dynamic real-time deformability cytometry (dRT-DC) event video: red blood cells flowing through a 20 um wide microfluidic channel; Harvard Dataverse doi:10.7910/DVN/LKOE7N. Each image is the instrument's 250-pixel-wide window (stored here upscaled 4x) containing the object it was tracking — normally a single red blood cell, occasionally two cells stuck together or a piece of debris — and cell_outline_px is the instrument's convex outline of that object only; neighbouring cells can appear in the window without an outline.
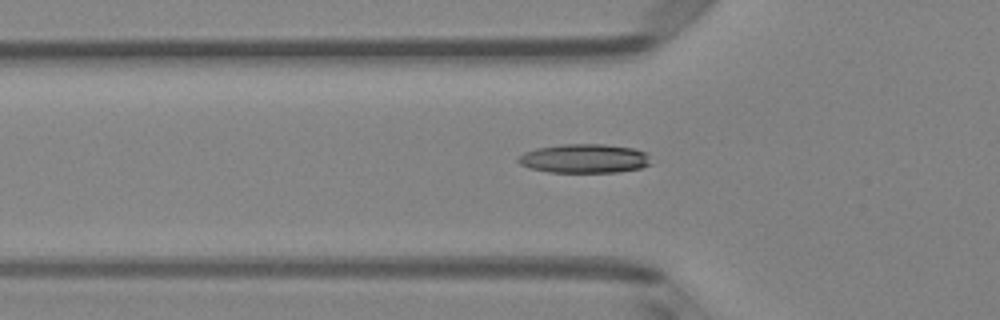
{"species": "Egyptian fruit bat (a non-hibernating species)", "species_latin": "Rousettus aegyptiacus", "temperature_condition": "room temperature", "stored_images_in_passage": 48, "camera_frame_rate_fps": 3000, "um_per_image_px": 0.085, "animal": {"sex": "female"}, "frame": {"image": 1, "passage_image": 16, "time_ms": 5.0, "image_size_px": [1000, 320], "cell_outline_px": [[652, 164], [640, 168], [620, 172], [548, 172], [528, 168], [520, 164], [516, 160], [524, 152], [536, 148], [564, 144], [604, 144], [632, 148], [648, 152]], "centroid_in_image_um": [49.69, 13.48], "position_along_channel_um": 76.1, "area_um2": 22.66}}
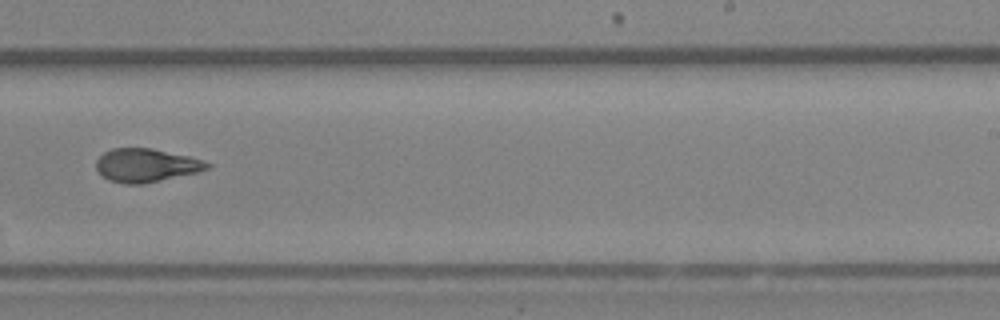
{"frame": {"image": 2, "passage_image": 31, "time_ms": 10.0, "image_size_px": [1000, 320], "cell_outline_px": [[212, 164], [208, 168], [196, 172], [144, 184], [124, 184], [108, 180], [96, 168], [96, 160], [104, 152], [112, 148], [152, 148], [188, 156], [204, 160]], "centroid_in_image_um": [12.41, 14.05], "position_along_channel_um": 276.6, "area_um2": 21.5}}
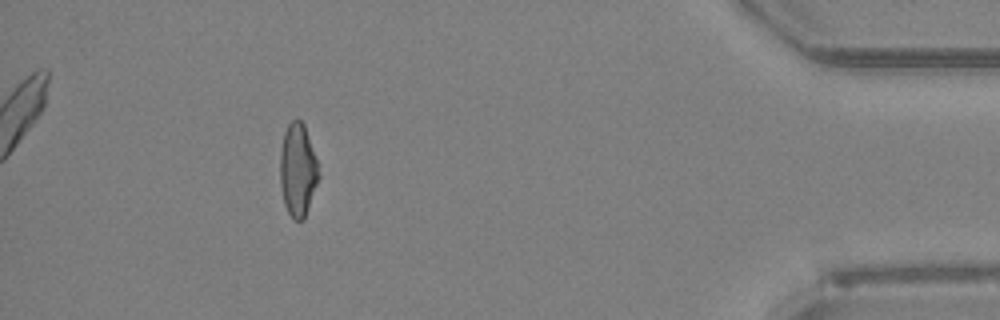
{"frame": {"image": 3, "passage_image": 45, "time_ms": 14.667, "image_size_px": [1000, 320], "cell_outline_px": [[320, 176], [304, 220], [292, 220], [284, 204], [280, 184], [280, 148], [284, 132], [288, 124], [292, 120], [300, 120], [304, 124], [316, 160]], "centroid_in_image_um": [25.3, 14.48], "position_along_channel_um": 409.9, "area_um2": 20.92}, "authors_computed_cell_mechanics": {"area_um2": 22.0507, "velocity_mm_per_s": 4.021, "shape_relaxation_time_tau1_ms": null, "shape_relaxation_time_tau2_ms": 2.5731, "deformation_change_tau1": null, "deformation_change_tau2": 0.0988}}